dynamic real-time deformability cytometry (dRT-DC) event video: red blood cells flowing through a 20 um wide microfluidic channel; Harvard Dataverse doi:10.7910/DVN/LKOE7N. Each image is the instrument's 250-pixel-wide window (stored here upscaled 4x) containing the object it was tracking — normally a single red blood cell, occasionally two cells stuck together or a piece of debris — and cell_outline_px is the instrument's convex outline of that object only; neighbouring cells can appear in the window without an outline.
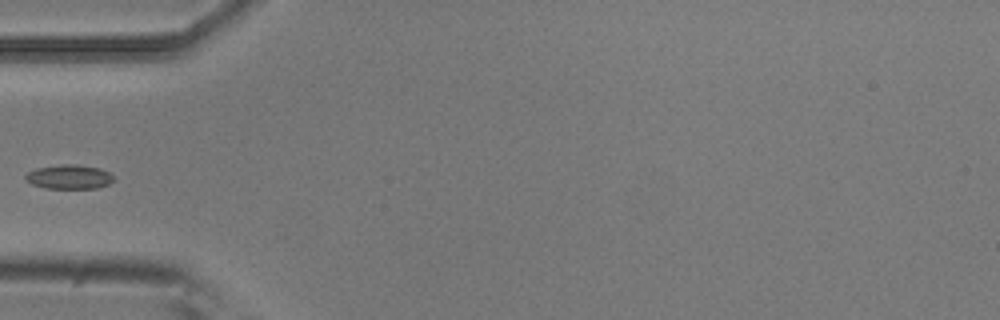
{"species": "common noctule bat (a hibernating species)", "species_latin": "Nyctalus noctula", "temperature_condition": "room temperature", "stored_images_in_passage": 5, "camera_frame_rate_fps": 3000, "um_per_image_px": 0.085, "animal": {"sex": "male", "body_mass_g": 20.5, "forearm_length_mm": 52.5}, "frame": {"image": 1, "passage_image": 4, "time_ms": 1.0, "image_size_px": [1000, 320], "cell_outline_px": [[112, 180], [108, 184], [96, 188], [44, 188], [32, 184], [24, 180], [24, 176], [28, 172], [36, 168], [64, 164], [76, 164], [100, 168], [108, 172], [112, 176]], "centroid_in_image_um": [5.83, 15.03], "position_along_channel_um": 79.2, "area_um2": 12.37}}
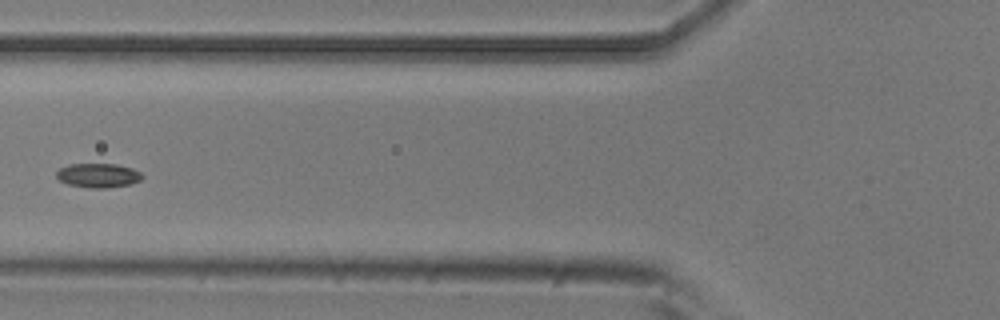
{"frame": {"image": 2, "passage_image": 5, "time_ms": 1.333, "image_size_px": [1000, 320], "cell_outline_px": [[144, 176], [140, 180], [132, 184], [108, 188], [88, 188], [68, 184], [60, 180], [56, 176], [56, 172], [60, 168], [68, 164], [116, 164], [132, 168], [140, 172]], "centroid_in_image_um": [8.36, 14.91], "position_along_channel_um": 117.4, "area_um2": 12.2}}